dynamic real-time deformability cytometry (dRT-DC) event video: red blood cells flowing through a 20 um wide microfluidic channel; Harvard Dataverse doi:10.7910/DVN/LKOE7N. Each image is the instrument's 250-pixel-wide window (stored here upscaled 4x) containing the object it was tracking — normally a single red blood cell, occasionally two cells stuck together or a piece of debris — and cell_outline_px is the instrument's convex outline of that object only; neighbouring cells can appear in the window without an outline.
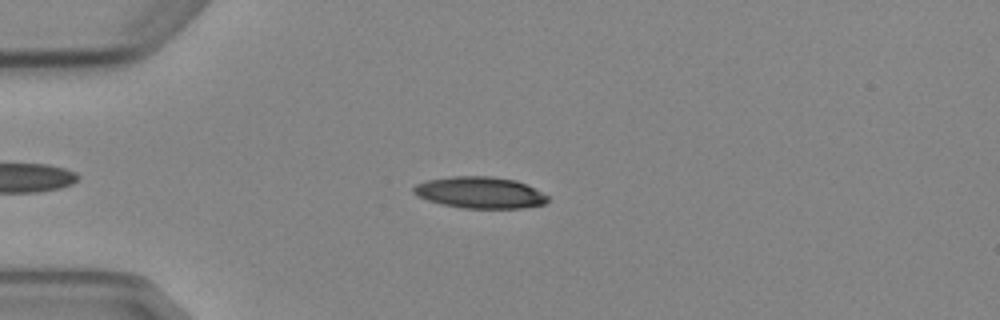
{"species": "Egyptian fruit bat (a non-hibernating species)", "species_latin": "Rousettus aegyptiacus", "temperature_condition": "cold", "stored_images_in_passage": 8, "camera_frame_rate_fps": 3000, "um_per_image_px": 0.085, "animal": {"sex": "female"}, "frame": {"image": 1, "passage_image": 3, "time_ms": 2.333, "image_size_px": [1000, 320], "cell_outline_px": [[548, 200], [544, 204], [520, 208], [464, 208], [440, 204], [416, 196], [412, 192], [412, 188], [416, 184], [428, 180], [452, 176], [492, 176], [516, 180], [548, 196]], "centroid_in_image_um": [40.74, 16.37], "position_along_channel_um": 44.3, "area_um2": 24.51}}
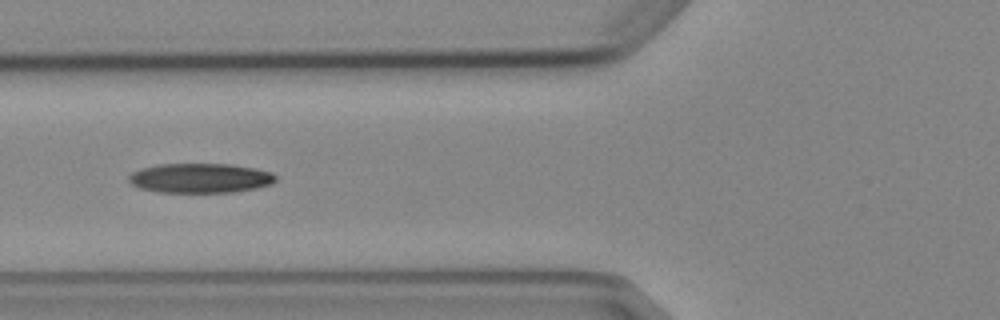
{"frame": {"image": 2, "passage_image": 5, "time_ms": 4.667, "image_size_px": [1000, 320], "cell_outline_px": [[276, 180], [272, 184], [256, 188], [232, 192], [160, 192], [140, 188], [132, 184], [128, 180], [128, 176], [132, 172], [140, 168], [156, 164], [232, 164], [272, 172], [276, 176]], "centroid_in_image_um": [17.0, 15.13], "position_along_channel_um": 108.8, "area_um2": 25.37}}